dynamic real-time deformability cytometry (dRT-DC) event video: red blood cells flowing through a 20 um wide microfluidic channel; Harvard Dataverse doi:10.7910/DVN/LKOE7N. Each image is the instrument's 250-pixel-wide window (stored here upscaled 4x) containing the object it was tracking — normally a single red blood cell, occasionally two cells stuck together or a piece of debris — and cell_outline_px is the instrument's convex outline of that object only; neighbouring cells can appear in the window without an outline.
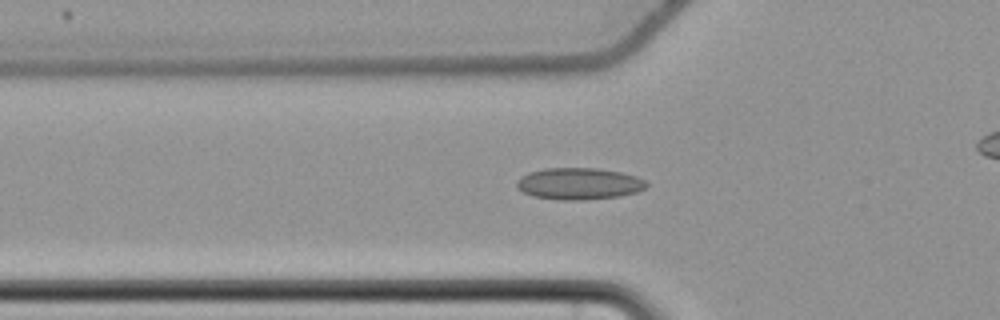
{"species": "common noctule bat (a hibernating species)", "species_latin": "Nyctalus noctula", "temperature_condition": "cold", "stored_images_in_passage": 37, "camera_frame_rate_fps": 3000, "um_per_image_px": 0.085, "animal": {"sex": "female", "body_mass_g": 22.7, "forearm_length_mm": 54.2}, "frame": {"image": 1, "passage_image": 8, "time_ms": 2.333, "image_size_px": [1000, 320], "cell_outline_px": [[648, 184], [644, 188], [636, 192], [620, 196], [588, 200], [560, 200], [532, 196], [524, 192], [516, 184], [516, 180], [520, 176], [528, 172], [544, 168], [596, 168], [620, 172], [636, 176], [644, 180]], "centroid_in_image_um": [49.19, 15.61], "position_along_channel_um": 76.6, "area_um2": 24.04}}
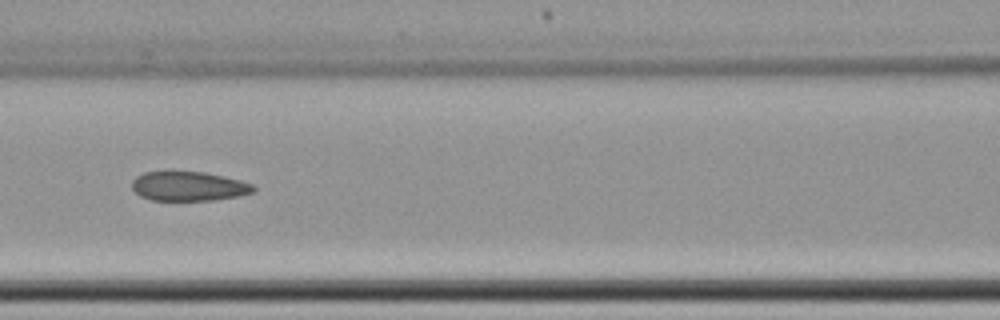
{"frame": {"image": 2, "passage_image": 14, "time_ms": 4.333, "image_size_px": [1000, 320], "cell_outline_px": [[256, 192], [240, 196], [212, 200], [152, 200], [140, 196], [132, 188], [132, 180], [136, 176], [144, 172], [168, 168], [172, 168], [204, 172], [224, 176], [240, 180], [252, 184], [256, 188]], "centroid_in_image_um": [16.01, 15.78], "position_along_channel_um": 150.6, "area_um2": 21.73}}
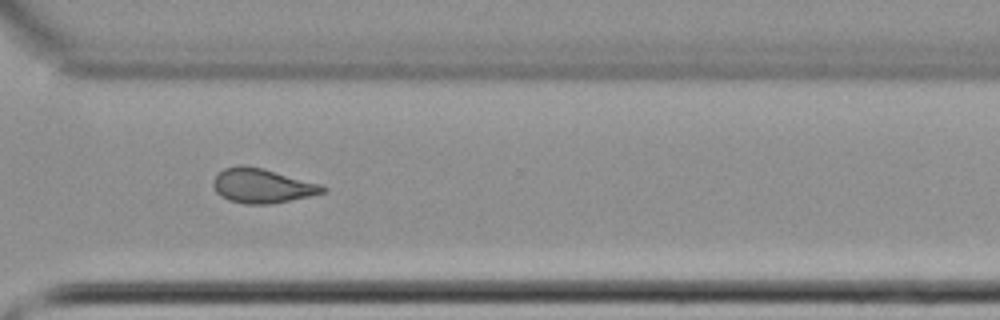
{"frame": {"image": 3, "passage_image": 30, "time_ms": 9.667, "image_size_px": [1000, 320], "cell_outline_px": [[328, 188], [324, 192], [308, 196], [272, 204], [244, 204], [228, 200], [220, 196], [216, 192], [212, 184], [212, 180], [216, 172], [224, 168], [240, 164], [244, 164], [264, 168], [320, 184]], "centroid_in_image_um": [22.21, 15.77], "position_along_channel_um": 348.4, "area_um2": 22.25}}